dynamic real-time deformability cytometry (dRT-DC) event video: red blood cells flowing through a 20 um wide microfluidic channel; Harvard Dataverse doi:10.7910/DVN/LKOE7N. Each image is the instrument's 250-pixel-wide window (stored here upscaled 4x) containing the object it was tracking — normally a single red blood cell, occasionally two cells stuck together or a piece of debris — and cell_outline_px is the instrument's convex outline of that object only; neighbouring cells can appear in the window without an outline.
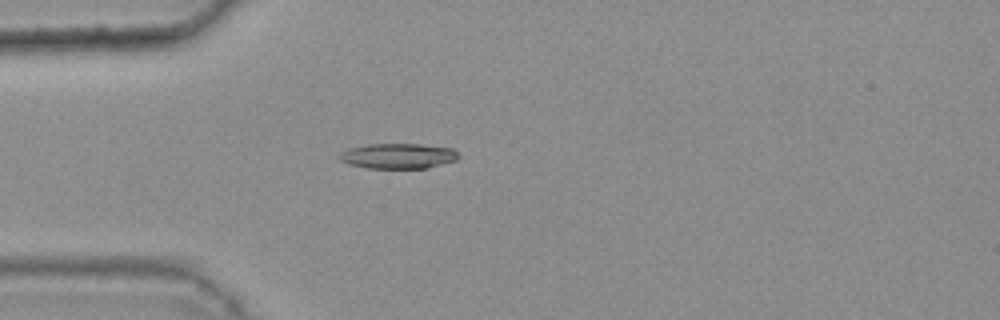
{"species": "common noctule bat (a hibernating species)", "species_latin": "Nyctalus noctula", "temperature_condition": "warm", "stored_images_in_passage": 31, "camera_frame_rate_fps": 3000, "um_per_image_px": 0.085, "animal": {"sex": "female", "body_mass_g": 25.1}, "frame": {"image": 1, "passage_image": 6, "time_ms": 1.667, "image_size_px": [1000, 320], "cell_outline_px": [[460, 156], [456, 160], [428, 168], [364, 168], [348, 164], [340, 160], [336, 156], [340, 152], [348, 148], [368, 144], [420, 144], [452, 148]], "centroid_in_image_um": [33.79, 13.26], "position_along_channel_um": 51.2, "area_um2": 17.69}}
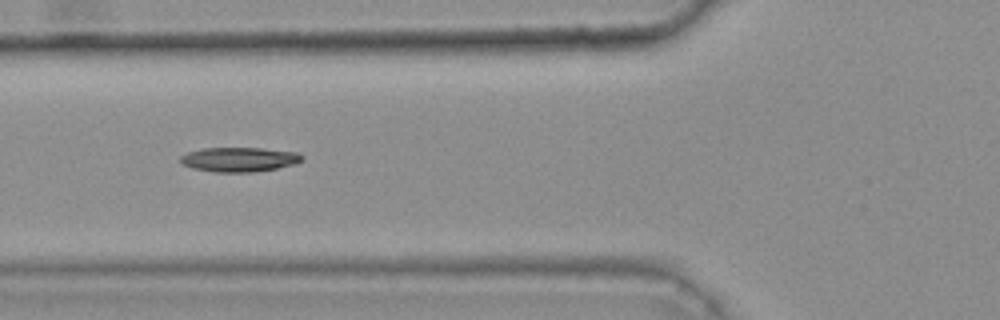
{"frame": {"image": 2, "passage_image": 11, "time_ms": 3.333, "image_size_px": [1000, 320], "cell_outline_px": [[304, 160], [296, 164], [276, 168], [252, 172], [216, 172], [192, 168], [184, 164], [180, 160], [180, 156], [188, 152], [204, 148], [260, 148], [296, 152], [304, 156]], "centroid_in_image_um": [20.37, 13.55], "position_along_channel_um": 105.4, "area_um2": 17.28}}
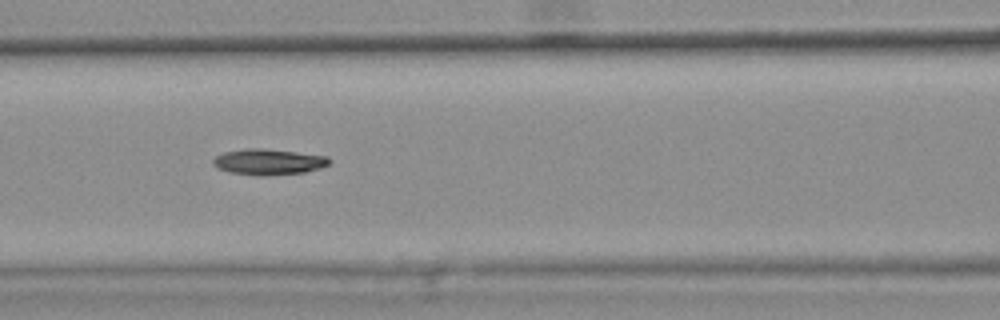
{"frame": {"image": 3, "passage_image": 14, "time_ms": 4.333, "image_size_px": [1000, 320], "cell_outline_px": [[332, 160], [328, 164], [320, 168], [304, 172], [232, 172], [216, 168], [212, 164], [212, 160], [216, 156], [224, 152], [244, 148], [264, 148], [328, 156]], "centroid_in_image_um": [22.83, 13.68], "position_along_channel_um": 143.8, "area_um2": 16.47}}